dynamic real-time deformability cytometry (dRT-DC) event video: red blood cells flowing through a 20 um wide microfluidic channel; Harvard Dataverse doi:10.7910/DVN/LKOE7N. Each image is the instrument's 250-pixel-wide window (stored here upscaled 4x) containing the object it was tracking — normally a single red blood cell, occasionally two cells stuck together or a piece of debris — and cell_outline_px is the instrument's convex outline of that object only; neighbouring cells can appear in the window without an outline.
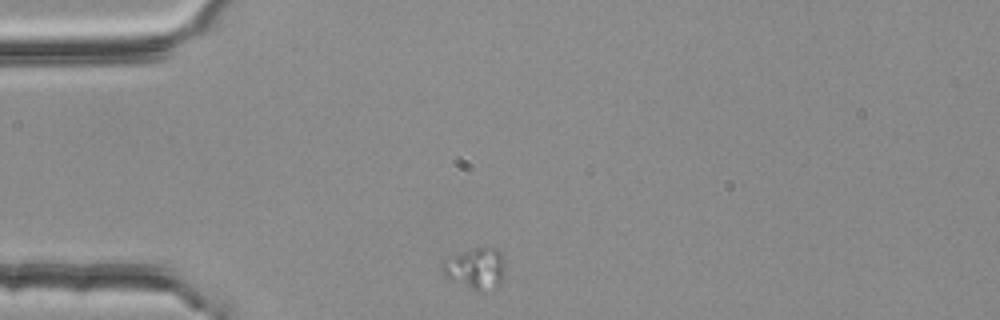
{"species": "common noctule bat (a hibernating species)", "species_latin": "Nyctalus noctula", "temperature_condition": "room temperature", "stored_images_in_passage": 35, "camera_frame_rate_fps": 3000, "um_per_image_px": 0.085, "animal": {"sex": "female", "body_mass_g": 25.1}, "frame": {"image": 1, "passage_image": 1, "time_ms": 0.0, "image_size_px": [1000, 320], "cell_outline_px": [[504, 276], [500, 284], [496, 288], [484, 292], [480, 292], [444, 276], [440, 264], [444, 260], [464, 252], [476, 248], [496, 248], [500, 252], [504, 260]], "centroid_in_image_um": [40.47, 22.84], "position_along_channel_um": 44.5, "area_um2": 14.91}}